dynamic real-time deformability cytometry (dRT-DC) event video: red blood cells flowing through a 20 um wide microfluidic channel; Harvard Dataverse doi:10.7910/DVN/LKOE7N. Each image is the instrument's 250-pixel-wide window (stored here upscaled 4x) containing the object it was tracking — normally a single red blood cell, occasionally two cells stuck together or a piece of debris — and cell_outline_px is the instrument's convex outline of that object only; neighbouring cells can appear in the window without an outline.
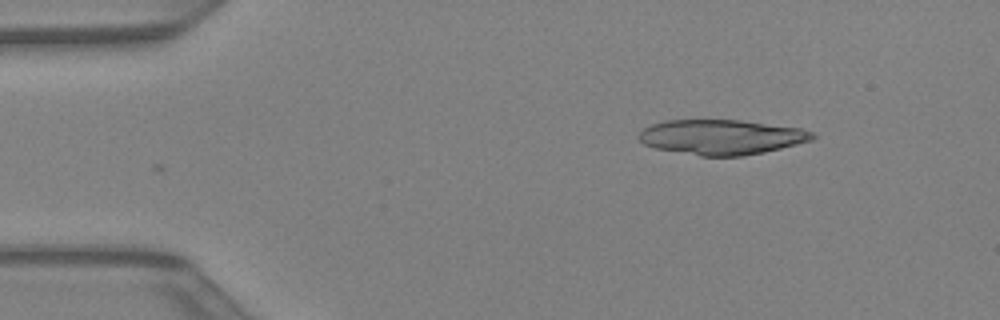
{"species": "Egyptian fruit bat (a non-hibernating species)", "species_latin": "Rousettus aegyptiacus", "temperature_condition": "warm", "stored_images_in_passage": 36, "segment_of_instrument_passage": [1, 2], "camera_frame_rate_fps": 3000, "um_per_image_px": 0.085, "animal": {"sex": "female"}, "frame": {"image": 1, "passage_image": 1, "time_ms": 0.0, "image_size_px": [1000, 320], "cell_outline_px": [[816, 136], [812, 140], [764, 152], [744, 156], [700, 156], [656, 148], [644, 144], [636, 136], [644, 128], [652, 124], [664, 120], [740, 120], [800, 128], [812, 132]], "centroid_in_image_um": [61.3, 11.65], "position_along_channel_um": 23.7, "area_um2": 35.26}}